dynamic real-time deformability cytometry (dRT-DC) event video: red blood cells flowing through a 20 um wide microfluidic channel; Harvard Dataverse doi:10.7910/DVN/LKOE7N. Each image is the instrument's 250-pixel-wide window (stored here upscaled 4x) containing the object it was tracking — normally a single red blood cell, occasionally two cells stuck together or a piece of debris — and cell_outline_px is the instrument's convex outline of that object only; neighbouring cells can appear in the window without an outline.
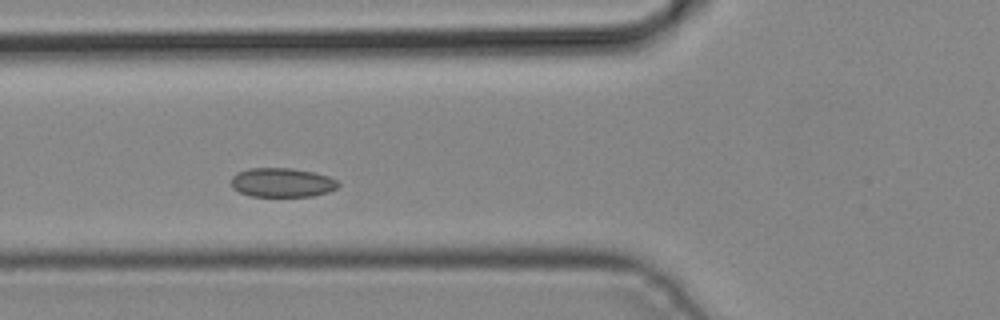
{"species": "common noctule bat (a hibernating species)", "species_latin": "Nyctalus noctula", "temperature_condition": "cold", "stored_images_in_passage": 3, "camera_frame_rate_fps": 3000, "um_per_image_px": 0.085, "animal": {"sex": "male", "body_mass_g": 19.2, "forearm_length_mm": 51.8}, "frame": {"image": 1, "passage_image": 2, "time_ms": 0.333, "image_size_px": [1000, 320], "cell_outline_px": [[340, 184], [336, 188], [328, 192], [312, 196], [252, 196], [240, 192], [232, 188], [232, 176], [236, 172], [248, 168], [292, 168], [312, 172], [328, 176], [336, 180]], "centroid_in_image_um": [23.96, 15.51], "position_along_channel_um": 101.8, "area_um2": 18.15}}
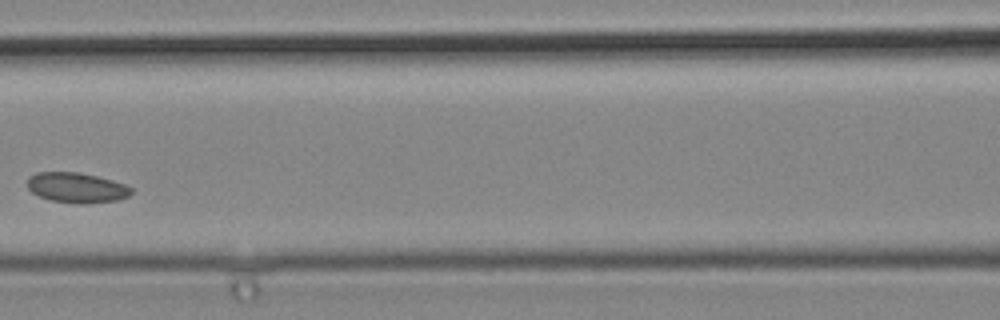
{"frame": {"image": 2, "passage_image": 3, "time_ms": 0.667, "image_size_px": [1000, 320], "cell_outline_px": [[132, 192], [128, 196], [116, 200], [84, 204], [76, 204], [52, 200], [40, 196], [32, 192], [28, 188], [28, 176], [36, 172], [76, 172], [96, 176], [112, 180], [124, 184], [132, 188]], "centroid_in_image_um": [6.5, 15.95], "position_along_channel_um": 160.1, "area_um2": 18.15}}